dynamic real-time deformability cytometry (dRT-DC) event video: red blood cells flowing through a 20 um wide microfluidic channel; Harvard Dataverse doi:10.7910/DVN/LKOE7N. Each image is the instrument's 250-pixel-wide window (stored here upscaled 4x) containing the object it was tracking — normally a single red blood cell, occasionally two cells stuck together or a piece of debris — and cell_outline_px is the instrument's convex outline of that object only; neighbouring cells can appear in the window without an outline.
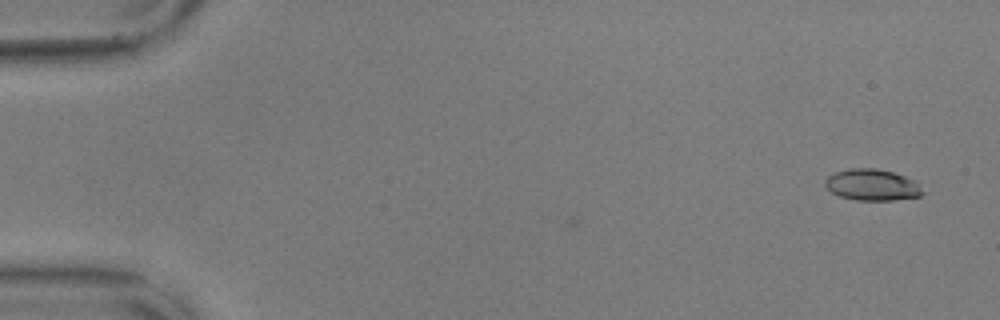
{"species": "common noctule bat (a hibernating species)", "species_latin": "Nyctalus noctula", "temperature_condition": "warm", "stored_images_in_passage": 4, "camera_frame_rate_fps": 3000, "um_per_image_px": 0.085, "animal": {"sex": "male", "body_mass_g": 17.9, "forearm_length_mm": 54.2}, "frame": {"image": 1, "passage_image": 1, "time_ms": 0.0, "image_size_px": [1000, 320], "cell_outline_px": [[924, 192], [920, 196], [892, 200], [856, 200], [840, 196], [832, 192], [824, 184], [824, 180], [828, 176], [836, 172], [848, 168], [876, 168], [892, 172], [916, 180]], "centroid_in_image_um": [74.14, 15.71], "position_along_channel_um": 10.9, "area_um2": 17.8}}